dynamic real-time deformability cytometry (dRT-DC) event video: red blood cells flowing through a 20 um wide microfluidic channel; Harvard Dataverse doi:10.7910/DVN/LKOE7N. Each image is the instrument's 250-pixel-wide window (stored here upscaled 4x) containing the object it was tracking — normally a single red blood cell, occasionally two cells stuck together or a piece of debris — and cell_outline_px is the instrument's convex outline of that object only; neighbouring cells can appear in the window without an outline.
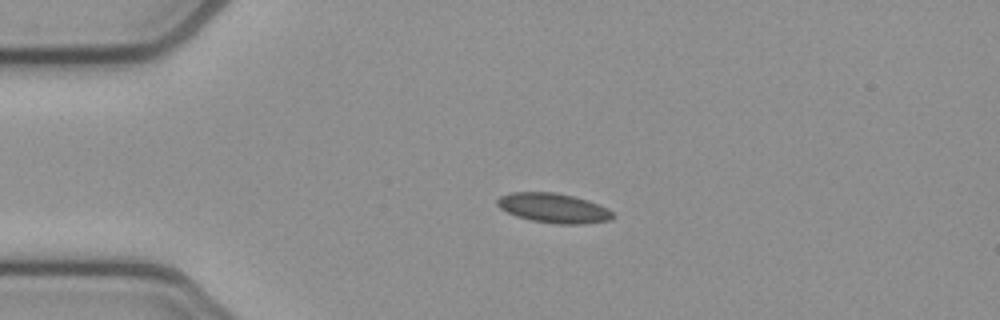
{"species": "common noctule bat (a hibernating species)", "species_latin": "Nyctalus noctula", "temperature_condition": "cold", "stored_images_in_passage": 47, "camera_frame_rate_fps": 3000, "um_per_image_px": 0.085, "animal": {"sex": "female", "body_mass_g": 21.9}, "frame": {"image": 1, "passage_image": 12, "time_ms": 3.667, "image_size_px": [1000, 320], "cell_outline_px": [[616, 216], [612, 220], [584, 224], [556, 224], [532, 220], [516, 216], [500, 208], [496, 204], [496, 200], [500, 196], [512, 192], [556, 192], [588, 200], [608, 208]], "centroid_in_image_um": [47.08, 17.69], "position_along_channel_um": 37.9, "area_um2": 20.06}}
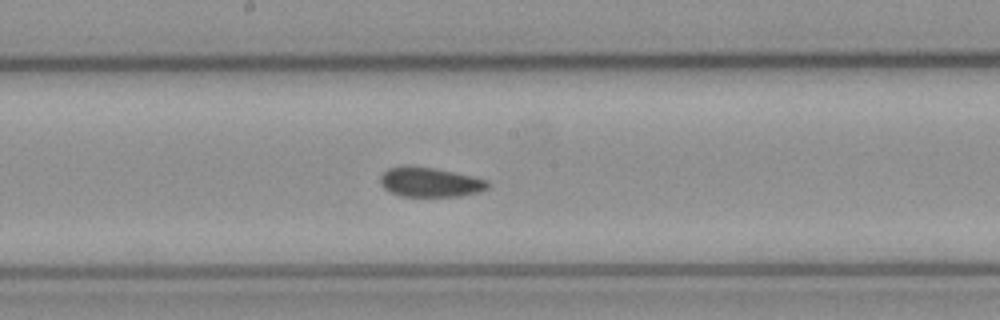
{"frame": {"image": 2, "passage_image": 28, "time_ms": 9.0, "image_size_px": [1000, 320], "cell_outline_px": [[488, 188], [480, 192], [460, 196], [400, 196], [384, 188], [380, 184], [380, 176], [388, 168], [408, 164], [432, 168], [472, 176], [488, 180]], "centroid_in_image_um": [36.53, 15.47], "position_along_channel_um": 211.7, "area_um2": 18.55}}
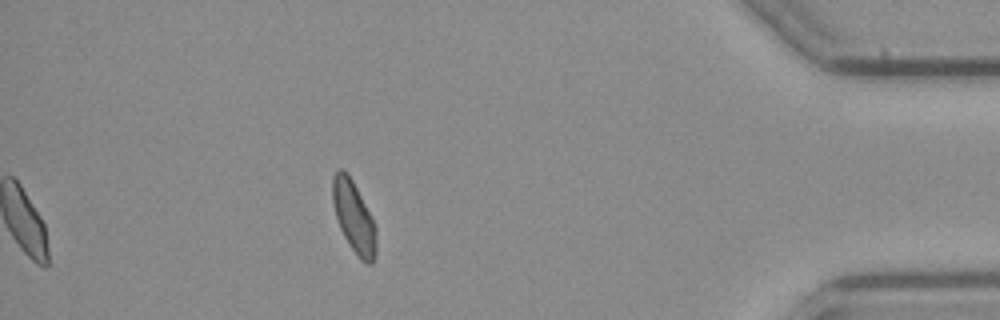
{"frame": {"image": 3, "passage_image": 47, "time_ms": 15.333, "image_size_px": [1000, 320], "cell_outline_px": [[376, 256], [372, 264], [368, 264], [360, 260], [344, 236], [336, 220], [332, 204], [332, 176], [340, 168], [344, 168], [348, 172], [372, 216], [376, 228]], "centroid_in_image_um": [30.07, 18.42], "position_along_channel_um": 405.1, "area_um2": 18.5}, "authors_computed_cell_mechanics": {"area_um2": 18.9006, "velocity_mm_per_s": 3.8443, "shape_relaxation_time_tau1_ms": null, "shape_relaxation_time_tau2_ms": 2.4335, "deformation_change_tau1": null, "deformation_change_tau2": 0.0599}}